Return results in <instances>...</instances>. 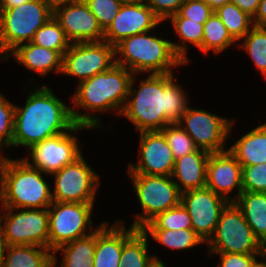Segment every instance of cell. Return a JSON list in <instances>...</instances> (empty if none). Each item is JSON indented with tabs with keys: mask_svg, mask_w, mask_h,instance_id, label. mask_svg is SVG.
Masks as SVG:
<instances>
[{
	"mask_svg": "<svg viewBox=\"0 0 266 267\" xmlns=\"http://www.w3.org/2000/svg\"><path fill=\"white\" fill-rule=\"evenodd\" d=\"M84 2L104 31L113 22L122 6L119 0H84Z\"/></svg>",
	"mask_w": 266,
	"mask_h": 267,
	"instance_id": "8d00e7d4",
	"label": "cell"
},
{
	"mask_svg": "<svg viewBox=\"0 0 266 267\" xmlns=\"http://www.w3.org/2000/svg\"><path fill=\"white\" fill-rule=\"evenodd\" d=\"M2 211L0 210V259L2 257V254L5 250L6 247V243L4 240V230H3V223H2V219H1V213Z\"/></svg>",
	"mask_w": 266,
	"mask_h": 267,
	"instance_id": "7dc6e473",
	"label": "cell"
},
{
	"mask_svg": "<svg viewBox=\"0 0 266 267\" xmlns=\"http://www.w3.org/2000/svg\"><path fill=\"white\" fill-rule=\"evenodd\" d=\"M81 155L74 162L53 173L52 200L56 202L94 203L100 176Z\"/></svg>",
	"mask_w": 266,
	"mask_h": 267,
	"instance_id": "8fae6325",
	"label": "cell"
},
{
	"mask_svg": "<svg viewBox=\"0 0 266 267\" xmlns=\"http://www.w3.org/2000/svg\"><path fill=\"white\" fill-rule=\"evenodd\" d=\"M181 204L190 215L192 229L207 243L214 235L221 211L228 201L204 187L182 192Z\"/></svg>",
	"mask_w": 266,
	"mask_h": 267,
	"instance_id": "9a60e30c",
	"label": "cell"
},
{
	"mask_svg": "<svg viewBox=\"0 0 266 267\" xmlns=\"http://www.w3.org/2000/svg\"><path fill=\"white\" fill-rule=\"evenodd\" d=\"M46 1L50 2L52 5H55L60 2L75 1V0H46Z\"/></svg>",
	"mask_w": 266,
	"mask_h": 267,
	"instance_id": "681fc988",
	"label": "cell"
},
{
	"mask_svg": "<svg viewBox=\"0 0 266 267\" xmlns=\"http://www.w3.org/2000/svg\"><path fill=\"white\" fill-rule=\"evenodd\" d=\"M136 76H132L120 115L133 123L139 133L161 131L170 123H178L188 108V96L174 81V74H149L137 90L133 88Z\"/></svg>",
	"mask_w": 266,
	"mask_h": 267,
	"instance_id": "6da1fadb",
	"label": "cell"
},
{
	"mask_svg": "<svg viewBox=\"0 0 266 267\" xmlns=\"http://www.w3.org/2000/svg\"><path fill=\"white\" fill-rule=\"evenodd\" d=\"M253 24L266 27V0L260 1L258 11L253 17Z\"/></svg>",
	"mask_w": 266,
	"mask_h": 267,
	"instance_id": "7bdbcfd3",
	"label": "cell"
},
{
	"mask_svg": "<svg viewBox=\"0 0 266 267\" xmlns=\"http://www.w3.org/2000/svg\"><path fill=\"white\" fill-rule=\"evenodd\" d=\"M150 31L123 39L115 46L116 64L133 74H168L173 67L184 65L172 42L149 35ZM122 56V57H121ZM124 57V58H123ZM123 58V59H122Z\"/></svg>",
	"mask_w": 266,
	"mask_h": 267,
	"instance_id": "277c9868",
	"label": "cell"
},
{
	"mask_svg": "<svg viewBox=\"0 0 266 267\" xmlns=\"http://www.w3.org/2000/svg\"><path fill=\"white\" fill-rule=\"evenodd\" d=\"M149 233L151 238L162 245L175 250L191 249L194 246L203 244L204 240L193 229H141Z\"/></svg>",
	"mask_w": 266,
	"mask_h": 267,
	"instance_id": "f546056e",
	"label": "cell"
},
{
	"mask_svg": "<svg viewBox=\"0 0 266 267\" xmlns=\"http://www.w3.org/2000/svg\"><path fill=\"white\" fill-rule=\"evenodd\" d=\"M94 203L56 202L48 207L49 249L55 251L60 246L85 237L96 229L92 227V209Z\"/></svg>",
	"mask_w": 266,
	"mask_h": 267,
	"instance_id": "9c48e42d",
	"label": "cell"
},
{
	"mask_svg": "<svg viewBox=\"0 0 266 267\" xmlns=\"http://www.w3.org/2000/svg\"><path fill=\"white\" fill-rule=\"evenodd\" d=\"M183 3L184 0H146V4L162 22L177 14Z\"/></svg>",
	"mask_w": 266,
	"mask_h": 267,
	"instance_id": "60d3db41",
	"label": "cell"
},
{
	"mask_svg": "<svg viewBox=\"0 0 266 267\" xmlns=\"http://www.w3.org/2000/svg\"><path fill=\"white\" fill-rule=\"evenodd\" d=\"M107 225V222H101L96 228L93 267H120L123 244L138 230L132 226L127 230L121 220L110 227Z\"/></svg>",
	"mask_w": 266,
	"mask_h": 267,
	"instance_id": "ffe728a7",
	"label": "cell"
},
{
	"mask_svg": "<svg viewBox=\"0 0 266 267\" xmlns=\"http://www.w3.org/2000/svg\"><path fill=\"white\" fill-rule=\"evenodd\" d=\"M133 73L127 68L114 64L109 70L96 74L89 79L77 82V89L72 102L79 109H86L87 114L71 107L76 125L89 128L100 127V120L94 113L114 110L121 114L129 93ZM92 111V113H91Z\"/></svg>",
	"mask_w": 266,
	"mask_h": 267,
	"instance_id": "3957f363",
	"label": "cell"
},
{
	"mask_svg": "<svg viewBox=\"0 0 266 267\" xmlns=\"http://www.w3.org/2000/svg\"><path fill=\"white\" fill-rule=\"evenodd\" d=\"M261 0H231L230 2L236 4L242 11L254 17L258 11Z\"/></svg>",
	"mask_w": 266,
	"mask_h": 267,
	"instance_id": "b9f144b4",
	"label": "cell"
},
{
	"mask_svg": "<svg viewBox=\"0 0 266 267\" xmlns=\"http://www.w3.org/2000/svg\"><path fill=\"white\" fill-rule=\"evenodd\" d=\"M161 22L145 2L122 4L104 31V41L116 46L127 37L154 30Z\"/></svg>",
	"mask_w": 266,
	"mask_h": 267,
	"instance_id": "ac0fdd59",
	"label": "cell"
},
{
	"mask_svg": "<svg viewBox=\"0 0 266 267\" xmlns=\"http://www.w3.org/2000/svg\"><path fill=\"white\" fill-rule=\"evenodd\" d=\"M31 43L58 51L62 56L71 45L54 16L35 32Z\"/></svg>",
	"mask_w": 266,
	"mask_h": 267,
	"instance_id": "1f68e13d",
	"label": "cell"
},
{
	"mask_svg": "<svg viewBox=\"0 0 266 267\" xmlns=\"http://www.w3.org/2000/svg\"><path fill=\"white\" fill-rule=\"evenodd\" d=\"M141 229H192L190 215L182 204L157 214Z\"/></svg>",
	"mask_w": 266,
	"mask_h": 267,
	"instance_id": "836d02e7",
	"label": "cell"
},
{
	"mask_svg": "<svg viewBox=\"0 0 266 267\" xmlns=\"http://www.w3.org/2000/svg\"><path fill=\"white\" fill-rule=\"evenodd\" d=\"M213 11L222 7L224 4L229 3L231 0H204Z\"/></svg>",
	"mask_w": 266,
	"mask_h": 267,
	"instance_id": "bcb514c9",
	"label": "cell"
},
{
	"mask_svg": "<svg viewBox=\"0 0 266 267\" xmlns=\"http://www.w3.org/2000/svg\"><path fill=\"white\" fill-rule=\"evenodd\" d=\"M32 91L24 107L15 106L12 147L30 148L76 124L70 106L61 102L48 86L40 85Z\"/></svg>",
	"mask_w": 266,
	"mask_h": 267,
	"instance_id": "7a4b0ae2",
	"label": "cell"
},
{
	"mask_svg": "<svg viewBox=\"0 0 266 267\" xmlns=\"http://www.w3.org/2000/svg\"><path fill=\"white\" fill-rule=\"evenodd\" d=\"M214 11L204 0L184 2L178 13L169 18H187L199 24H204Z\"/></svg>",
	"mask_w": 266,
	"mask_h": 267,
	"instance_id": "f35d334b",
	"label": "cell"
},
{
	"mask_svg": "<svg viewBox=\"0 0 266 267\" xmlns=\"http://www.w3.org/2000/svg\"><path fill=\"white\" fill-rule=\"evenodd\" d=\"M140 155L137 164L129 163L128 173L171 176L175 159L161 131L141 132Z\"/></svg>",
	"mask_w": 266,
	"mask_h": 267,
	"instance_id": "e0dca14e",
	"label": "cell"
},
{
	"mask_svg": "<svg viewBox=\"0 0 266 267\" xmlns=\"http://www.w3.org/2000/svg\"><path fill=\"white\" fill-rule=\"evenodd\" d=\"M29 1H31V0H0V11L18 7L22 4L29 2Z\"/></svg>",
	"mask_w": 266,
	"mask_h": 267,
	"instance_id": "ee69618b",
	"label": "cell"
},
{
	"mask_svg": "<svg viewBox=\"0 0 266 267\" xmlns=\"http://www.w3.org/2000/svg\"><path fill=\"white\" fill-rule=\"evenodd\" d=\"M51 17L53 5L46 0H31L0 11V60L18 45L31 42L35 32Z\"/></svg>",
	"mask_w": 266,
	"mask_h": 267,
	"instance_id": "8992f818",
	"label": "cell"
},
{
	"mask_svg": "<svg viewBox=\"0 0 266 267\" xmlns=\"http://www.w3.org/2000/svg\"><path fill=\"white\" fill-rule=\"evenodd\" d=\"M228 150L241 166L266 163V125L261 124L250 130Z\"/></svg>",
	"mask_w": 266,
	"mask_h": 267,
	"instance_id": "cb8c5ba5",
	"label": "cell"
},
{
	"mask_svg": "<svg viewBox=\"0 0 266 267\" xmlns=\"http://www.w3.org/2000/svg\"><path fill=\"white\" fill-rule=\"evenodd\" d=\"M206 187L228 202H234L243 191L242 166L228 149L210 153L206 165ZM234 189L238 195L230 199L229 193Z\"/></svg>",
	"mask_w": 266,
	"mask_h": 267,
	"instance_id": "d6986e66",
	"label": "cell"
},
{
	"mask_svg": "<svg viewBox=\"0 0 266 267\" xmlns=\"http://www.w3.org/2000/svg\"><path fill=\"white\" fill-rule=\"evenodd\" d=\"M220 255L221 262L217 267H257L261 261L257 256L266 259V254H239V253H209Z\"/></svg>",
	"mask_w": 266,
	"mask_h": 267,
	"instance_id": "ab89813d",
	"label": "cell"
},
{
	"mask_svg": "<svg viewBox=\"0 0 266 267\" xmlns=\"http://www.w3.org/2000/svg\"><path fill=\"white\" fill-rule=\"evenodd\" d=\"M0 267H53V252L37 245H6Z\"/></svg>",
	"mask_w": 266,
	"mask_h": 267,
	"instance_id": "603a6c76",
	"label": "cell"
},
{
	"mask_svg": "<svg viewBox=\"0 0 266 267\" xmlns=\"http://www.w3.org/2000/svg\"><path fill=\"white\" fill-rule=\"evenodd\" d=\"M148 234L138 229L124 244L120 256V267H151L161 262L155 255H148Z\"/></svg>",
	"mask_w": 266,
	"mask_h": 267,
	"instance_id": "4316f807",
	"label": "cell"
},
{
	"mask_svg": "<svg viewBox=\"0 0 266 267\" xmlns=\"http://www.w3.org/2000/svg\"><path fill=\"white\" fill-rule=\"evenodd\" d=\"M171 19L172 25L174 26L175 33L180 36L182 43H173L172 47L175 53L183 60L185 65L189 62L186 57L188 45L186 43H191L197 49L202 52V41H203V27L204 24H199L197 22L191 21L187 18H168Z\"/></svg>",
	"mask_w": 266,
	"mask_h": 267,
	"instance_id": "f1b7e54d",
	"label": "cell"
},
{
	"mask_svg": "<svg viewBox=\"0 0 266 267\" xmlns=\"http://www.w3.org/2000/svg\"><path fill=\"white\" fill-rule=\"evenodd\" d=\"M91 129L83 125H74L69 131L46 138L29 148L31 161L23 158L30 166L46 175H52L64 166L74 162L82 155L78 138L71 133ZM31 162V163H30Z\"/></svg>",
	"mask_w": 266,
	"mask_h": 267,
	"instance_id": "4fadbf2b",
	"label": "cell"
},
{
	"mask_svg": "<svg viewBox=\"0 0 266 267\" xmlns=\"http://www.w3.org/2000/svg\"><path fill=\"white\" fill-rule=\"evenodd\" d=\"M151 267H166L163 263V261L161 262H154L153 265Z\"/></svg>",
	"mask_w": 266,
	"mask_h": 267,
	"instance_id": "f907efd6",
	"label": "cell"
},
{
	"mask_svg": "<svg viewBox=\"0 0 266 267\" xmlns=\"http://www.w3.org/2000/svg\"><path fill=\"white\" fill-rule=\"evenodd\" d=\"M261 245H262L263 251L266 254V237L261 241Z\"/></svg>",
	"mask_w": 266,
	"mask_h": 267,
	"instance_id": "816d5d0a",
	"label": "cell"
},
{
	"mask_svg": "<svg viewBox=\"0 0 266 267\" xmlns=\"http://www.w3.org/2000/svg\"><path fill=\"white\" fill-rule=\"evenodd\" d=\"M257 267H266V261L265 260H261V263L257 266Z\"/></svg>",
	"mask_w": 266,
	"mask_h": 267,
	"instance_id": "f5cc1de1",
	"label": "cell"
},
{
	"mask_svg": "<svg viewBox=\"0 0 266 267\" xmlns=\"http://www.w3.org/2000/svg\"><path fill=\"white\" fill-rule=\"evenodd\" d=\"M122 4L146 2V0H119Z\"/></svg>",
	"mask_w": 266,
	"mask_h": 267,
	"instance_id": "c3c4849f",
	"label": "cell"
},
{
	"mask_svg": "<svg viewBox=\"0 0 266 267\" xmlns=\"http://www.w3.org/2000/svg\"><path fill=\"white\" fill-rule=\"evenodd\" d=\"M242 188L248 192H266V163L242 166Z\"/></svg>",
	"mask_w": 266,
	"mask_h": 267,
	"instance_id": "74e56055",
	"label": "cell"
},
{
	"mask_svg": "<svg viewBox=\"0 0 266 267\" xmlns=\"http://www.w3.org/2000/svg\"><path fill=\"white\" fill-rule=\"evenodd\" d=\"M178 123L192 138L198 149L209 153L227 150L225 141L231 135L229 133L234 124L231 119L189 106Z\"/></svg>",
	"mask_w": 266,
	"mask_h": 267,
	"instance_id": "5bb4252c",
	"label": "cell"
},
{
	"mask_svg": "<svg viewBox=\"0 0 266 267\" xmlns=\"http://www.w3.org/2000/svg\"><path fill=\"white\" fill-rule=\"evenodd\" d=\"M234 202L254 235L262 241L266 237V192L242 191Z\"/></svg>",
	"mask_w": 266,
	"mask_h": 267,
	"instance_id": "d4e9b609",
	"label": "cell"
},
{
	"mask_svg": "<svg viewBox=\"0 0 266 267\" xmlns=\"http://www.w3.org/2000/svg\"><path fill=\"white\" fill-rule=\"evenodd\" d=\"M15 106L0 93V154L2 148L12 147Z\"/></svg>",
	"mask_w": 266,
	"mask_h": 267,
	"instance_id": "d590c367",
	"label": "cell"
},
{
	"mask_svg": "<svg viewBox=\"0 0 266 267\" xmlns=\"http://www.w3.org/2000/svg\"><path fill=\"white\" fill-rule=\"evenodd\" d=\"M241 40L243 50H246L259 71L266 78V27L253 26Z\"/></svg>",
	"mask_w": 266,
	"mask_h": 267,
	"instance_id": "d6a6232c",
	"label": "cell"
},
{
	"mask_svg": "<svg viewBox=\"0 0 266 267\" xmlns=\"http://www.w3.org/2000/svg\"><path fill=\"white\" fill-rule=\"evenodd\" d=\"M237 41L228 32L226 26L218 15L213 12L203 27L202 51L208 53H222L223 50Z\"/></svg>",
	"mask_w": 266,
	"mask_h": 267,
	"instance_id": "83f0119b",
	"label": "cell"
},
{
	"mask_svg": "<svg viewBox=\"0 0 266 267\" xmlns=\"http://www.w3.org/2000/svg\"><path fill=\"white\" fill-rule=\"evenodd\" d=\"M96 246V230L88 236L60 246L53 252V267L58 264L56 254L63 252L61 267H93Z\"/></svg>",
	"mask_w": 266,
	"mask_h": 267,
	"instance_id": "484cf974",
	"label": "cell"
},
{
	"mask_svg": "<svg viewBox=\"0 0 266 267\" xmlns=\"http://www.w3.org/2000/svg\"><path fill=\"white\" fill-rule=\"evenodd\" d=\"M206 244L210 253L265 254L235 202L223 208L215 233Z\"/></svg>",
	"mask_w": 266,
	"mask_h": 267,
	"instance_id": "52a82bcc",
	"label": "cell"
},
{
	"mask_svg": "<svg viewBox=\"0 0 266 267\" xmlns=\"http://www.w3.org/2000/svg\"><path fill=\"white\" fill-rule=\"evenodd\" d=\"M161 132L164 134L175 160L197 149L192 138L179 123H170Z\"/></svg>",
	"mask_w": 266,
	"mask_h": 267,
	"instance_id": "e575fe53",
	"label": "cell"
},
{
	"mask_svg": "<svg viewBox=\"0 0 266 267\" xmlns=\"http://www.w3.org/2000/svg\"><path fill=\"white\" fill-rule=\"evenodd\" d=\"M1 219L6 245H37L49 248L48 208L2 207ZM19 212H13V211Z\"/></svg>",
	"mask_w": 266,
	"mask_h": 267,
	"instance_id": "30bf717a",
	"label": "cell"
},
{
	"mask_svg": "<svg viewBox=\"0 0 266 267\" xmlns=\"http://www.w3.org/2000/svg\"><path fill=\"white\" fill-rule=\"evenodd\" d=\"M14 56L18 64L25 68L46 76L48 72L55 70L58 74L62 72L63 56L55 50L47 49L31 42L18 45L13 49L5 60Z\"/></svg>",
	"mask_w": 266,
	"mask_h": 267,
	"instance_id": "7402d4cb",
	"label": "cell"
},
{
	"mask_svg": "<svg viewBox=\"0 0 266 267\" xmlns=\"http://www.w3.org/2000/svg\"><path fill=\"white\" fill-rule=\"evenodd\" d=\"M210 153L203 149H196L175 160L171 177L181 192L206 187V165Z\"/></svg>",
	"mask_w": 266,
	"mask_h": 267,
	"instance_id": "44dd1931",
	"label": "cell"
},
{
	"mask_svg": "<svg viewBox=\"0 0 266 267\" xmlns=\"http://www.w3.org/2000/svg\"><path fill=\"white\" fill-rule=\"evenodd\" d=\"M116 64L115 46L107 41L71 43L63 55L62 72L79 82L109 70Z\"/></svg>",
	"mask_w": 266,
	"mask_h": 267,
	"instance_id": "7c38bea8",
	"label": "cell"
},
{
	"mask_svg": "<svg viewBox=\"0 0 266 267\" xmlns=\"http://www.w3.org/2000/svg\"><path fill=\"white\" fill-rule=\"evenodd\" d=\"M222 20L231 36L239 42L252 29L253 17L229 2L214 11Z\"/></svg>",
	"mask_w": 266,
	"mask_h": 267,
	"instance_id": "4dcf8cb0",
	"label": "cell"
},
{
	"mask_svg": "<svg viewBox=\"0 0 266 267\" xmlns=\"http://www.w3.org/2000/svg\"><path fill=\"white\" fill-rule=\"evenodd\" d=\"M142 208L136 215L132 227L141 229L157 214L181 204V194L171 176L129 173Z\"/></svg>",
	"mask_w": 266,
	"mask_h": 267,
	"instance_id": "ba28073f",
	"label": "cell"
},
{
	"mask_svg": "<svg viewBox=\"0 0 266 267\" xmlns=\"http://www.w3.org/2000/svg\"><path fill=\"white\" fill-rule=\"evenodd\" d=\"M4 172H5V156L0 154V204L3 199Z\"/></svg>",
	"mask_w": 266,
	"mask_h": 267,
	"instance_id": "f6af8a7d",
	"label": "cell"
},
{
	"mask_svg": "<svg viewBox=\"0 0 266 267\" xmlns=\"http://www.w3.org/2000/svg\"><path fill=\"white\" fill-rule=\"evenodd\" d=\"M53 16L71 43L104 40V30L84 0L66 1L53 5Z\"/></svg>",
	"mask_w": 266,
	"mask_h": 267,
	"instance_id": "2e32d148",
	"label": "cell"
},
{
	"mask_svg": "<svg viewBox=\"0 0 266 267\" xmlns=\"http://www.w3.org/2000/svg\"><path fill=\"white\" fill-rule=\"evenodd\" d=\"M40 170L24 159L5 156L3 199L1 207L13 209H46L52 203V191Z\"/></svg>",
	"mask_w": 266,
	"mask_h": 267,
	"instance_id": "5b68a950",
	"label": "cell"
}]
</instances>
